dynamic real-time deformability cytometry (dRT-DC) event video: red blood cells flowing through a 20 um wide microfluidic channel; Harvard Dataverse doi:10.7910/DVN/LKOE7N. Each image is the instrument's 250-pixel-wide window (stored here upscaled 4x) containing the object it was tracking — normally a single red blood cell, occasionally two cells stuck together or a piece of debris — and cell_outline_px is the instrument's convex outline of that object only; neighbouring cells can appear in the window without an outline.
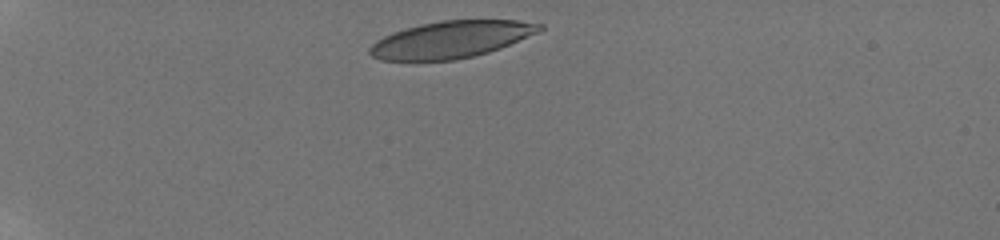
{"species": "human", "species_latin": "Homo sapiens", "temperature_condition": "room temperature", "stored_images_in_passage": 5, "camera_frame_rate_fps": 3000, "um_per_image_px": 0.085, "donor": {"sex": "male"}, "frame": {"image": 1, "passage_image": 1, "time_ms": 0.0, "image_size_px": [1000, 240], "cell_outline_px": [[544, 28], [540, 32], [500, 48], [488, 52], [456, 60], [380, 60], [372, 56], [368, 52], [368, 48], [376, 40], [392, 32], [404, 28], [420, 24], [440, 20], [516, 20], [544, 24]], "centroid_in_image_um": [38.34, 3.35], "position_along_channel_um": 46.7, "area_um2": 36.65}}
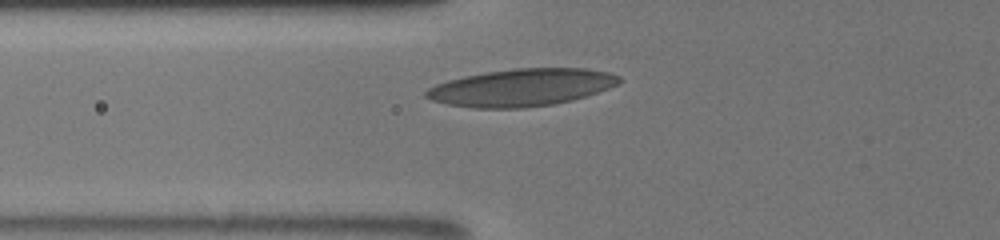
{"frame": {"image": 2, "passage_image": 5, "time_ms": 2.333, "image_size_px": [1000, 240], "cell_outline_px": [[620, 84], [572, 100], [552, 104], [524, 108], [472, 108], [448, 104], [432, 100], [424, 96], [424, 92], [428, 88], [436, 84], [448, 80], [464, 76], [484, 72], [516, 68], [588, 68], [608, 72], [620, 76]], "centroid_in_image_um": [44.31, 7.43], "position_along_channel_um": 81.5, "area_um2": 42.02}}